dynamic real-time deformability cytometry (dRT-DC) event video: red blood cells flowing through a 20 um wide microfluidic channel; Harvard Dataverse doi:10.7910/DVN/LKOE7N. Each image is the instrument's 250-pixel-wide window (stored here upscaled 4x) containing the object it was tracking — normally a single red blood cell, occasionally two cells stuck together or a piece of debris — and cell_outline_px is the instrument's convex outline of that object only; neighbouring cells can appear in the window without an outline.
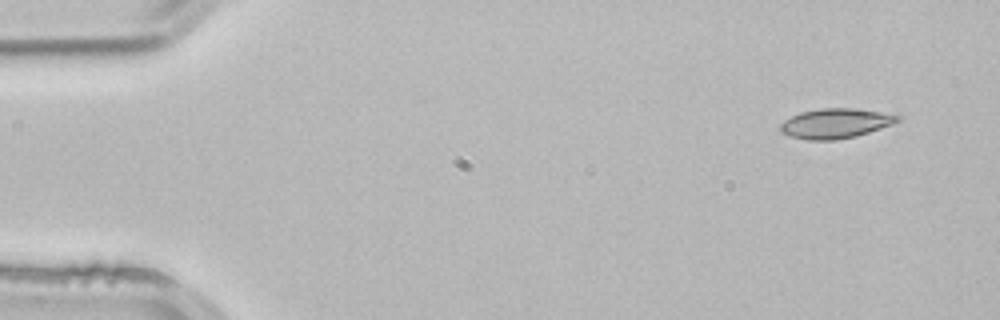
{"species": "common noctule bat (a hibernating species)", "species_latin": "Nyctalus noctula", "temperature_condition": "room temperature", "stored_images_in_passage": 3, "segment_of_instrument_passage": [2, 2], "camera_frame_rate_fps": 3000, "um_per_image_px": 0.085, "animal": {"sex": "male", "body_mass_g": 21.5, "forearm_length_mm": 52.0}, "frame": {"image": 1, "passage_image": 3, "time_ms": 0.667, "image_size_px": [1000, 320], "cell_outline_px": [[904, 116], [900, 120], [892, 124], [856, 136], [836, 140], [808, 140], [788, 136], [780, 132], [780, 124], [784, 120], [800, 112], [820, 108], [852, 108], [880, 112]], "centroid_in_image_um": [70.99, 10.49], "position_along_channel_um": 14.0, "area_um2": 20.4}}